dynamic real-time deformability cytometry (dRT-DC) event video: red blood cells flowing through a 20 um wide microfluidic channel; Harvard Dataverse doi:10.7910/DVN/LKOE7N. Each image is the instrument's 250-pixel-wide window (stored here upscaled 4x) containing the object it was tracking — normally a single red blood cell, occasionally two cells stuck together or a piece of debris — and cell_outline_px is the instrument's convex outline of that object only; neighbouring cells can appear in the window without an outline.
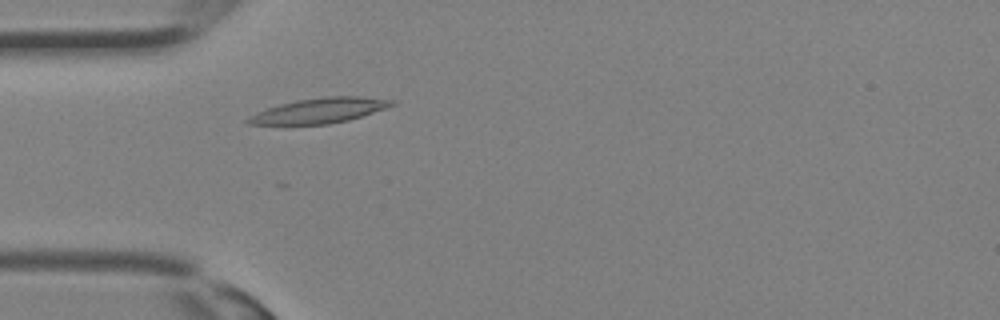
{"species": "Egyptian fruit bat (a non-hibernating species)", "species_latin": "Rousettus aegyptiacus", "temperature_condition": "room temperature", "stored_images_in_passage": 29, "camera_frame_rate_fps": 3000, "um_per_image_px": 0.085, "animal": {"sex": "female"}, "frame": {"image": 1, "passage_image": 6, "time_ms": 1.667, "image_size_px": [1000, 320], "cell_outline_px": [[396, 104], [388, 108], [348, 120], [328, 124], [248, 124], [244, 120], [248, 116], [256, 112], [280, 104], [296, 100], [324, 96], [360, 96], [396, 100]], "centroid_in_image_um": [27.19, 9.38], "position_along_channel_um": 57.8, "area_um2": 21.1}}
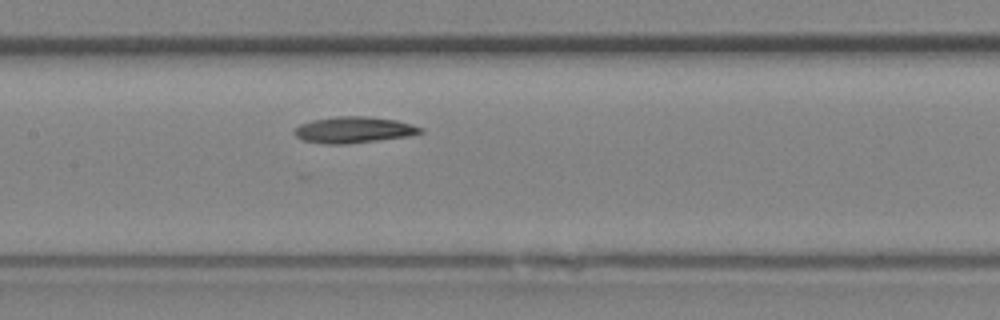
{"frame": {"image": 2, "passage_image": 12, "time_ms": 3.667, "image_size_px": [1000, 320], "cell_outline_px": [[424, 132], [408, 136], [344, 144], [324, 144], [304, 140], [296, 136], [292, 132], [300, 124], [312, 120], [336, 116], [368, 116], [396, 120], [412, 124], [424, 128]], "centroid_in_image_um": [30.07, 11.03], "position_along_channel_um": 177.3, "area_um2": 19.25}}
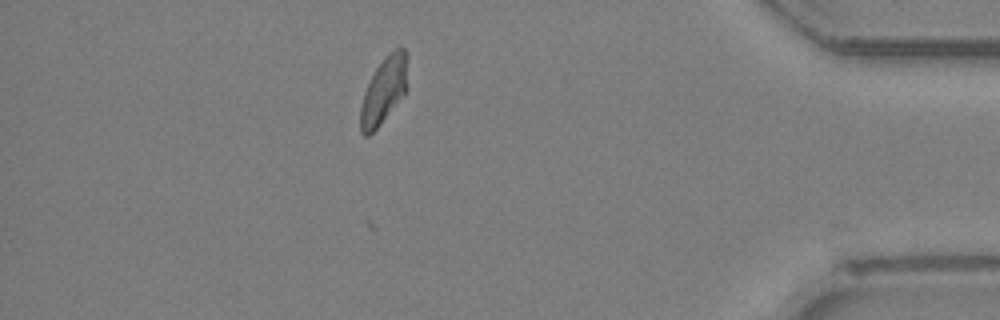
{"frame": {"image": 3, "passage_image": 25, "time_ms": 8.0, "image_size_px": [1000, 320], "cell_outline_px": [[408, 88], [380, 124], [368, 136], [364, 136], [360, 132], [360, 108], [364, 92], [376, 68], [400, 44], [404, 48]], "centroid_in_image_um": [32.6, 7.73], "position_along_channel_um": 402.6, "area_um2": 17.69}}